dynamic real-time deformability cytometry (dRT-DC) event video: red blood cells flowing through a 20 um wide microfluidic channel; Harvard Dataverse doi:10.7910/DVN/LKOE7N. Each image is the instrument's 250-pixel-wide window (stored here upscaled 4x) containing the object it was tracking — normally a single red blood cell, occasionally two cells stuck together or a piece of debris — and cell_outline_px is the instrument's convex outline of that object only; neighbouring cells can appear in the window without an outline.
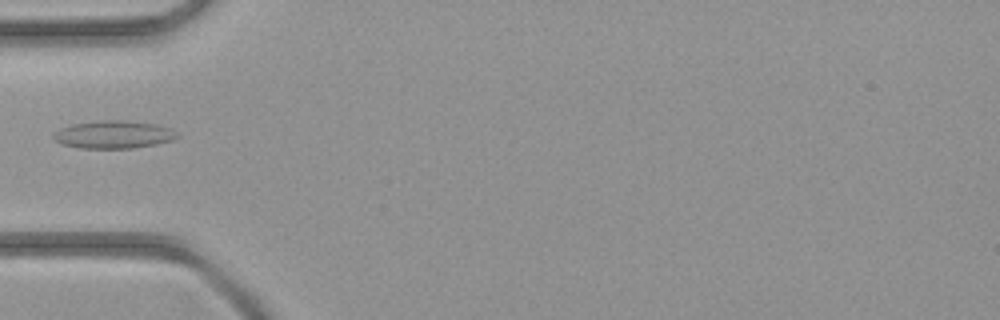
{"species": "common noctule bat (a hibernating species)", "species_latin": "Nyctalus noctula", "temperature_condition": "room temperature", "stored_images_in_passage": 4, "camera_frame_rate_fps": 3000, "um_per_image_px": 0.085, "animal": {"sex": "female", "body_mass_g": 21.9}, "frame": {"image": 1, "passage_image": 4, "time_ms": 3.667, "image_size_px": [1000, 320], "cell_outline_px": [[180, 136], [172, 140], [156, 144], [132, 148], [80, 148], [60, 144], [52, 136], [60, 128], [72, 124], [100, 120], [128, 120], [156, 124], [172, 128]], "centroid_in_image_um": [9.68, 11.43], "position_along_channel_um": 75.3, "area_um2": 20.11}}